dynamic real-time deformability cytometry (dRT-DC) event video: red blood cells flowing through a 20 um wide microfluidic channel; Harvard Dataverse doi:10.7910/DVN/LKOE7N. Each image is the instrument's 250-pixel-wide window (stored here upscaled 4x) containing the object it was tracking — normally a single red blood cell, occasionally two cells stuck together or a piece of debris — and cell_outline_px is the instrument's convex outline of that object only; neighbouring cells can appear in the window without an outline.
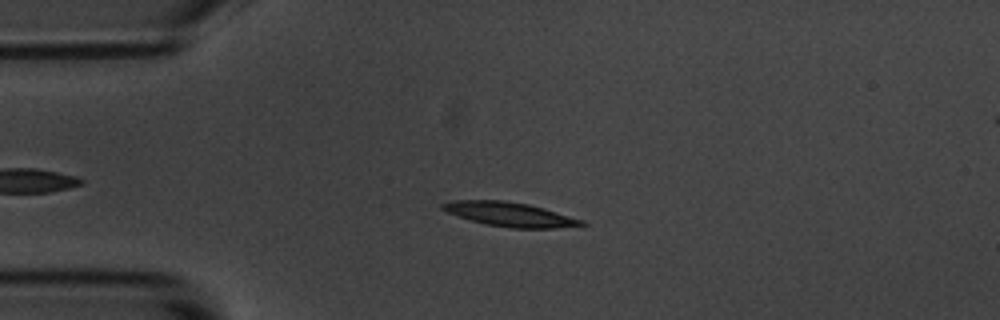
{"species": "common noctule bat (a hibernating species)", "species_latin": "Nyctalus noctula", "temperature_condition": "room temperature", "stored_images_in_passage": 47, "camera_frame_rate_fps": 3000, "um_per_image_px": 0.085, "animal": {"sex": "male", "body_mass_g": 20.1, "forearm_length_mm": 53.5}, "frame": {"image": 1, "passage_image": 11, "time_ms": 3.333, "image_size_px": [1000, 320], "cell_outline_px": [[588, 224], [556, 228], [512, 228], [484, 224], [448, 212], [440, 208], [440, 204], [452, 200], [504, 200], [528, 204], [544, 208], [584, 220]], "centroid_in_image_um": [43.35, 18.21], "position_along_channel_um": 41.7, "area_um2": 19.54}}
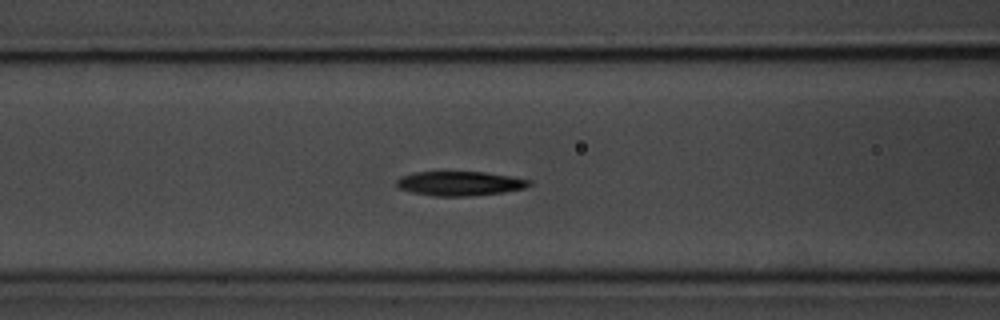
{"frame": {"image": 2, "passage_image": 20, "time_ms": 6.333, "image_size_px": [1000, 320], "cell_outline_px": [[532, 184], [524, 188], [504, 192], [472, 196], [432, 196], [412, 192], [400, 188], [396, 184], [396, 180], [400, 176], [416, 172], [484, 172], [532, 180]], "centroid_in_image_um": [39.08, 15.6], "position_along_channel_um": 127.5, "area_um2": 18.79}}
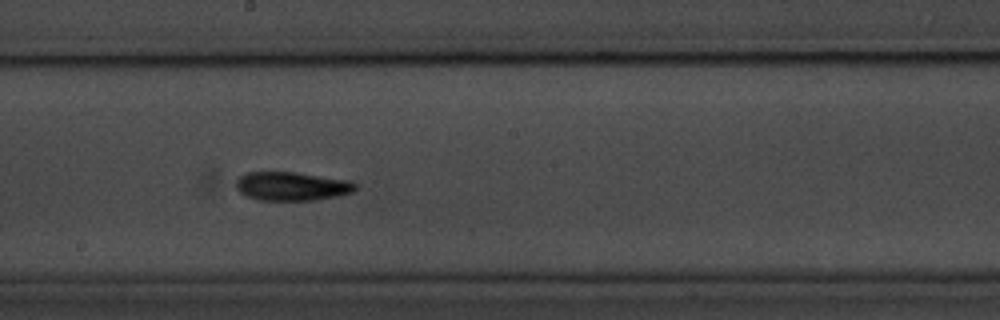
{"frame": {"image": 3, "passage_image": 28, "time_ms": 9.0, "image_size_px": [1000, 320], "cell_outline_px": [[356, 188], [352, 192], [340, 196], [316, 200], [256, 200], [244, 196], [236, 188], [236, 180], [244, 172], [296, 172], [352, 180], [356, 184]], "centroid_in_image_um": [24.8, 15.83], "position_along_channel_um": 223.4, "area_um2": 20.35}, "authors_computed_cell_mechanics": {"area_um2": 18.7272, "velocity_mm_per_s": 3.5993, "shape_relaxation_time_tau1_ms": 3.0978, "shape_relaxation_time_tau2_ms": 7.1345, "deformation_change_tau1": 0.1735, "deformation_change_tau2": 0.1648}}